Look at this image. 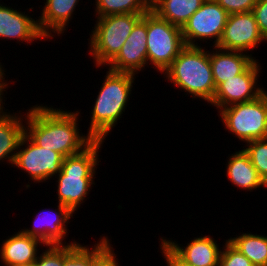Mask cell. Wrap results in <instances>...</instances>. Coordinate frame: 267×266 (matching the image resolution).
<instances>
[{"instance_id": "cell-19", "label": "cell", "mask_w": 267, "mask_h": 266, "mask_svg": "<svg viewBox=\"0 0 267 266\" xmlns=\"http://www.w3.org/2000/svg\"><path fill=\"white\" fill-rule=\"evenodd\" d=\"M226 168L227 177L230 182L243 190L251 191L261 186L267 187V184L259 176L244 149L229 157Z\"/></svg>"}, {"instance_id": "cell-31", "label": "cell", "mask_w": 267, "mask_h": 266, "mask_svg": "<svg viewBox=\"0 0 267 266\" xmlns=\"http://www.w3.org/2000/svg\"><path fill=\"white\" fill-rule=\"evenodd\" d=\"M3 67H2V65H1V63H0V92L2 93V94H4L3 92L5 91V89L7 88V86H8V84L9 83H7L6 82V80H5V71L2 69Z\"/></svg>"}, {"instance_id": "cell-6", "label": "cell", "mask_w": 267, "mask_h": 266, "mask_svg": "<svg viewBox=\"0 0 267 266\" xmlns=\"http://www.w3.org/2000/svg\"><path fill=\"white\" fill-rule=\"evenodd\" d=\"M225 129L243 142L267 138V91L258 98L222 108Z\"/></svg>"}, {"instance_id": "cell-32", "label": "cell", "mask_w": 267, "mask_h": 266, "mask_svg": "<svg viewBox=\"0 0 267 266\" xmlns=\"http://www.w3.org/2000/svg\"><path fill=\"white\" fill-rule=\"evenodd\" d=\"M1 95L3 96V94L0 92V110H1L2 108H4V107H3V104H5V103H3V97H2Z\"/></svg>"}, {"instance_id": "cell-23", "label": "cell", "mask_w": 267, "mask_h": 266, "mask_svg": "<svg viewBox=\"0 0 267 266\" xmlns=\"http://www.w3.org/2000/svg\"><path fill=\"white\" fill-rule=\"evenodd\" d=\"M96 17L109 15L147 13L151 10L149 0H95Z\"/></svg>"}, {"instance_id": "cell-2", "label": "cell", "mask_w": 267, "mask_h": 266, "mask_svg": "<svg viewBox=\"0 0 267 266\" xmlns=\"http://www.w3.org/2000/svg\"><path fill=\"white\" fill-rule=\"evenodd\" d=\"M166 78L178 88L211 103L216 86L210 63V51L201 46L186 45L164 71Z\"/></svg>"}, {"instance_id": "cell-28", "label": "cell", "mask_w": 267, "mask_h": 266, "mask_svg": "<svg viewBox=\"0 0 267 266\" xmlns=\"http://www.w3.org/2000/svg\"><path fill=\"white\" fill-rule=\"evenodd\" d=\"M32 266H63V245H47Z\"/></svg>"}, {"instance_id": "cell-26", "label": "cell", "mask_w": 267, "mask_h": 266, "mask_svg": "<svg viewBox=\"0 0 267 266\" xmlns=\"http://www.w3.org/2000/svg\"><path fill=\"white\" fill-rule=\"evenodd\" d=\"M113 247L107 237L103 236L93 248V266H119Z\"/></svg>"}, {"instance_id": "cell-5", "label": "cell", "mask_w": 267, "mask_h": 266, "mask_svg": "<svg viewBox=\"0 0 267 266\" xmlns=\"http://www.w3.org/2000/svg\"><path fill=\"white\" fill-rule=\"evenodd\" d=\"M146 13L109 15L97 18L90 36V53L97 67L107 65L121 50L134 25Z\"/></svg>"}, {"instance_id": "cell-10", "label": "cell", "mask_w": 267, "mask_h": 266, "mask_svg": "<svg viewBox=\"0 0 267 266\" xmlns=\"http://www.w3.org/2000/svg\"><path fill=\"white\" fill-rule=\"evenodd\" d=\"M161 238L160 249L167 264L219 266L221 250L219 244L216 243L217 241L210 236L194 238L184 248L180 247L176 241Z\"/></svg>"}, {"instance_id": "cell-15", "label": "cell", "mask_w": 267, "mask_h": 266, "mask_svg": "<svg viewBox=\"0 0 267 266\" xmlns=\"http://www.w3.org/2000/svg\"><path fill=\"white\" fill-rule=\"evenodd\" d=\"M0 3V38L31 43L46 38L40 31L38 20Z\"/></svg>"}, {"instance_id": "cell-7", "label": "cell", "mask_w": 267, "mask_h": 266, "mask_svg": "<svg viewBox=\"0 0 267 266\" xmlns=\"http://www.w3.org/2000/svg\"><path fill=\"white\" fill-rule=\"evenodd\" d=\"M185 46L180 27L147 12V61L155 69L164 73Z\"/></svg>"}, {"instance_id": "cell-13", "label": "cell", "mask_w": 267, "mask_h": 266, "mask_svg": "<svg viewBox=\"0 0 267 266\" xmlns=\"http://www.w3.org/2000/svg\"><path fill=\"white\" fill-rule=\"evenodd\" d=\"M147 61V13L134 25L118 54L107 64L114 72L138 74Z\"/></svg>"}, {"instance_id": "cell-25", "label": "cell", "mask_w": 267, "mask_h": 266, "mask_svg": "<svg viewBox=\"0 0 267 266\" xmlns=\"http://www.w3.org/2000/svg\"><path fill=\"white\" fill-rule=\"evenodd\" d=\"M244 151L249 155L251 163L259 176L267 184V138L248 141Z\"/></svg>"}, {"instance_id": "cell-29", "label": "cell", "mask_w": 267, "mask_h": 266, "mask_svg": "<svg viewBox=\"0 0 267 266\" xmlns=\"http://www.w3.org/2000/svg\"><path fill=\"white\" fill-rule=\"evenodd\" d=\"M229 14L251 12L257 0H215Z\"/></svg>"}, {"instance_id": "cell-27", "label": "cell", "mask_w": 267, "mask_h": 266, "mask_svg": "<svg viewBox=\"0 0 267 266\" xmlns=\"http://www.w3.org/2000/svg\"><path fill=\"white\" fill-rule=\"evenodd\" d=\"M219 266H254L252 262L234 247L228 240L221 250Z\"/></svg>"}, {"instance_id": "cell-16", "label": "cell", "mask_w": 267, "mask_h": 266, "mask_svg": "<svg viewBox=\"0 0 267 266\" xmlns=\"http://www.w3.org/2000/svg\"><path fill=\"white\" fill-rule=\"evenodd\" d=\"M45 245L38 238L28 236L21 230L13 234L2 244L0 258L5 266H32L38 259V245Z\"/></svg>"}, {"instance_id": "cell-14", "label": "cell", "mask_w": 267, "mask_h": 266, "mask_svg": "<svg viewBox=\"0 0 267 266\" xmlns=\"http://www.w3.org/2000/svg\"><path fill=\"white\" fill-rule=\"evenodd\" d=\"M57 207V212L50 209L42 210L34 219L33 226L21 231L28 236L40 239L46 245H63L64 243L66 245V242H63L64 237L68 236L66 224L69 223L73 213L62 204L58 203Z\"/></svg>"}, {"instance_id": "cell-22", "label": "cell", "mask_w": 267, "mask_h": 266, "mask_svg": "<svg viewBox=\"0 0 267 266\" xmlns=\"http://www.w3.org/2000/svg\"><path fill=\"white\" fill-rule=\"evenodd\" d=\"M228 241L244 254L254 266H267V236L243 233Z\"/></svg>"}, {"instance_id": "cell-1", "label": "cell", "mask_w": 267, "mask_h": 266, "mask_svg": "<svg viewBox=\"0 0 267 266\" xmlns=\"http://www.w3.org/2000/svg\"><path fill=\"white\" fill-rule=\"evenodd\" d=\"M56 109L42 105L31 107L24 118L25 134L36 145L58 152L64 158L83 152L95 139L88 133L79 134L80 112Z\"/></svg>"}, {"instance_id": "cell-4", "label": "cell", "mask_w": 267, "mask_h": 266, "mask_svg": "<svg viewBox=\"0 0 267 266\" xmlns=\"http://www.w3.org/2000/svg\"><path fill=\"white\" fill-rule=\"evenodd\" d=\"M106 73L94 102L88 129V134L95 140H104L122 117L135 80V75L131 73L112 70Z\"/></svg>"}, {"instance_id": "cell-12", "label": "cell", "mask_w": 267, "mask_h": 266, "mask_svg": "<svg viewBox=\"0 0 267 266\" xmlns=\"http://www.w3.org/2000/svg\"><path fill=\"white\" fill-rule=\"evenodd\" d=\"M267 41L261 34L252 12L229 14L218 49L229 51H246Z\"/></svg>"}, {"instance_id": "cell-11", "label": "cell", "mask_w": 267, "mask_h": 266, "mask_svg": "<svg viewBox=\"0 0 267 266\" xmlns=\"http://www.w3.org/2000/svg\"><path fill=\"white\" fill-rule=\"evenodd\" d=\"M255 59L242 73L220 83L210 103L218 110L233 104L258 98L265 90L257 86L261 71L260 63Z\"/></svg>"}, {"instance_id": "cell-30", "label": "cell", "mask_w": 267, "mask_h": 266, "mask_svg": "<svg viewBox=\"0 0 267 266\" xmlns=\"http://www.w3.org/2000/svg\"><path fill=\"white\" fill-rule=\"evenodd\" d=\"M251 12L256 19L261 34L267 40V0H257Z\"/></svg>"}, {"instance_id": "cell-21", "label": "cell", "mask_w": 267, "mask_h": 266, "mask_svg": "<svg viewBox=\"0 0 267 266\" xmlns=\"http://www.w3.org/2000/svg\"><path fill=\"white\" fill-rule=\"evenodd\" d=\"M205 0H154L151 10L161 19L182 28Z\"/></svg>"}, {"instance_id": "cell-17", "label": "cell", "mask_w": 267, "mask_h": 266, "mask_svg": "<svg viewBox=\"0 0 267 266\" xmlns=\"http://www.w3.org/2000/svg\"><path fill=\"white\" fill-rule=\"evenodd\" d=\"M80 0H46L42 14L37 19L41 33L47 38L62 34L69 24L72 14ZM52 31V32H51Z\"/></svg>"}, {"instance_id": "cell-20", "label": "cell", "mask_w": 267, "mask_h": 266, "mask_svg": "<svg viewBox=\"0 0 267 266\" xmlns=\"http://www.w3.org/2000/svg\"><path fill=\"white\" fill-rule=\"evenodd\" d=\"M0 110V160L7 159L13 164L22 136L25 134V124L18 115Z\"/></svg>"}, {"instance_id": "cell-8", "label": "cell", "mask_w": 267, "mask_h": 266, "mask_svg": "<svg viewBox=\"0 0 267 266\" xmlns=\"http://www.w3.org/2000/svg\"><path fill=\"white\" fill-rule=\"evenodd\" d=\"M228 17L229 13L215 0H205L181 28L185 45L198 46L197 39H215L213 47H216L221 40Z\"/></svg>"}, {"instance_id": "cell-33", "label": "cell", "mask_w": 267, "mask_h": 266, "mask_svg": "<svg viewBox=\"0 0 267 266\" xmlns=\"http://www.w3.org/2000/svg\"><path fill=\"white\" fill-rule=\"evenodd\" d=\"M167 266H192L187 264H167Z\"/></svg>"}, {"instance_id": "cell-18", "label": "cell", "mask_w": 267, "mask_h": 266, "mask_svg": "<svg viewBox=\"0 0 267 266\" xmlns=\"http://www.w3.org/2000/svg\"><path fill=\"white\" fill-rule=\"evenodd\" d=\"M212 52L210 53V63L216 87L227 79L242 73L255 60L252 54L246 55L240 51H229L214 47Z\"/></svg>"}, {"instance_id": "cell-9", "label": "cell", "mask_w": 267, "mask_h": 266, "mask_svg": "<svg viewBox=\"0 0 267 266\" xmlns=\"http://www.w3.org/2000/svg\"><path fill=\"white\" fill-rule=\"evenodd\" d=\"M63 158L58 152L36 145L24 134L20 140L12 166L14 165L28 173L34 183H40L61 172Z\"/></svg>"}, {"instance_id": "cell-24", "label": "cell", "mask_w": 267, "mask_h": 266, "mask_svg": "<svg viewBox=\"0 0 267 266\" xmlns=\"http://www.w3.org/2000/svg\"><path fill=\"white\" fill-rule=\"evenodd\" d=\"M63 266H93V248L74 242L63 245Z\"/></svg>"}, {"instance_id": "cell-3", "label": "cell", "mask_w": 267, "mask_h": 266, "mask_svg": "<svg viewBox=\"0 0 267 266\" xmlns=\"http://www.w3.org/2000/svg\"><path fill=\"white\" fill-rule=\"evenodd\" d=\"M104 140H95L83 152L63 158L61 172L57 175L58 203L75 213L88 196L94 184L96 166L100 162L99 149Z\"/></svg>"}]
</instances>
